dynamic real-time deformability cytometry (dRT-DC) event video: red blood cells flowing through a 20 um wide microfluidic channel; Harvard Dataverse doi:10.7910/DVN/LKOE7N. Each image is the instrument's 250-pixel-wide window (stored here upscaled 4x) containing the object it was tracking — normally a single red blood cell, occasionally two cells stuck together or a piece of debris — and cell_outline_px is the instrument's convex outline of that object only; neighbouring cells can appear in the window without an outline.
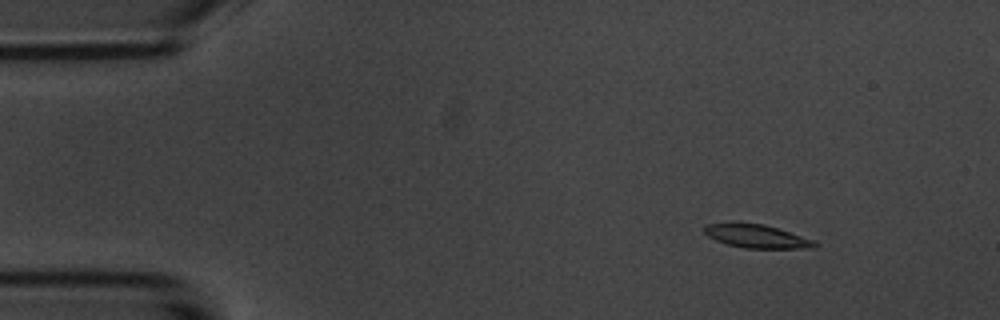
{"species": "common noctule bat (a hibernating species)", "species_latin": "Nyctalus noctula", "temperature_condition": "room temperature", "stored_images_in_passage": 5, "camera_frame_rate_fps": 3000, "um_per_image_px": 0.085, "animal": {"sex": "male", "body_mass_g": 20.1, "forearm_length_mm": 53.5}, "frame": {"image": 1, "passage_image": 2, "time_ms": 2.0, "image_size_px": [1000, 320], "cell_outline_px": [[820, 244], [812, 248], [744, 248], [728, 244], [716, 240], [708, 236], [704, 232], [704, 224], [732, 220], [764, 224], [816, 240]], "centroid_in_image_um": [64.27, 20.04], "position_along_channel_um": 20.7, "area_um2": 15.61}}
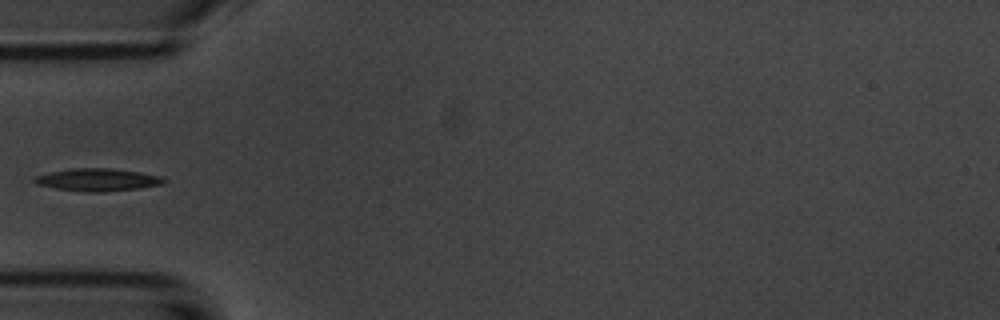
{"frame": {"image": 2, "passage_image": 5, "time_ms": 5.667, "image_size_px": [1000, 320], "cell_outline_px": [[168, 180], [160, 184], [136, 188], [104, 192], [84, 192], [56, 188], [36, 184], [32, 180], [36, 176], [52, 172], [72, 168], [108, 168], [164, 176]], "centroid_in_image_um": [8.29, 15.28], "position_along_channel_um": 76.7, "area_um2": 16.76}}